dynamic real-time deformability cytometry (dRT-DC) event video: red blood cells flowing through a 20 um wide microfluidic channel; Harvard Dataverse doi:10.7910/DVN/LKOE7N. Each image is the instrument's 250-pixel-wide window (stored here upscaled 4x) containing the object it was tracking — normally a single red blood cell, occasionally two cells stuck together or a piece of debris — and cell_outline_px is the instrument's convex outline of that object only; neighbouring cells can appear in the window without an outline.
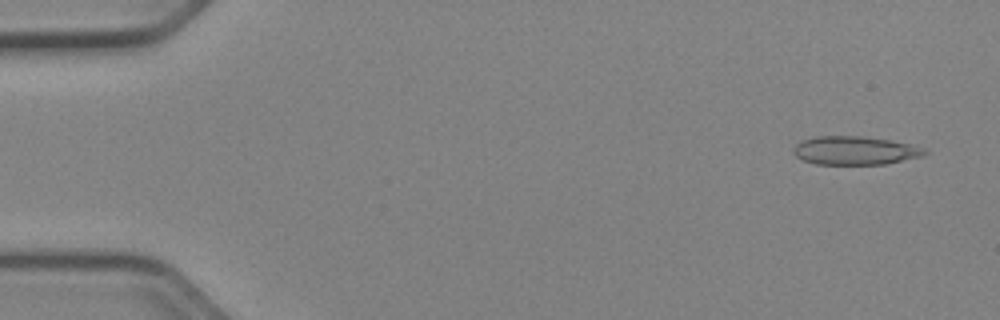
{"species": "Egyptian fruit bat (a non-hibernating species)", "species_latin": "Rousettus aegyptiacus", "temperature_condition": "cold", "stored_images_in_passage": 51, "camera_frame_rate_fps": 3000, "um_per_image_px": 0.085, "animal": {"sex": "female"}, "frame": {"image": 1, "passage_image": 3, "time_ms": 0.667, "image_size_px": [1000, 320], "cell_outline_px": [[928, 152], [924, 156], [884, 164], [816, 164], [804, 160], [796, 156], [792, 152], [792, 148], [796, 144], [804, 140], [816, 136], [864, 136], [892, 140], [924, 148]], "centroid_in_image_um": [72.67, 12.79], "position_along_channel_um": 12.3, "area_um2": 21.79}}
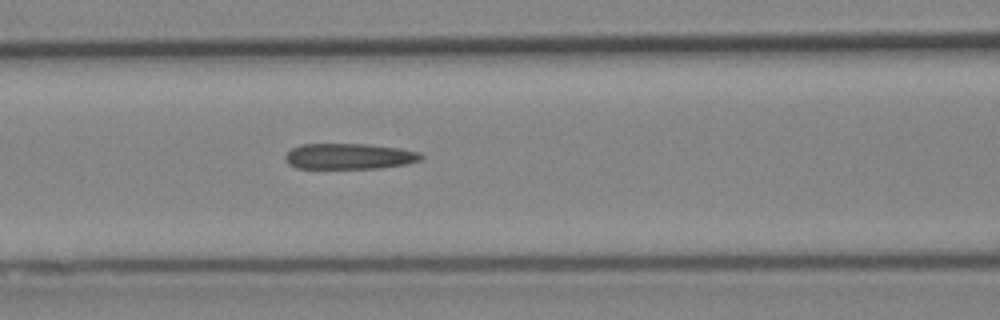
{"frame": {"image": 2, "passage_image": 22, "time_ms": 7.0, "image_size_px": [1000, 320], "cell_outline_px": [[424, 156], [420, 160], [404, 164], [380, 168], [296, 168], [288, 164], [284, 156], [292, 148], [300, 144], [368, 144], [400, 148], [420, 152]], "centroid_in_image_um": [29.67, 13.28], "position_along_channel_um": 136.9, "area_um2": 20.4}}
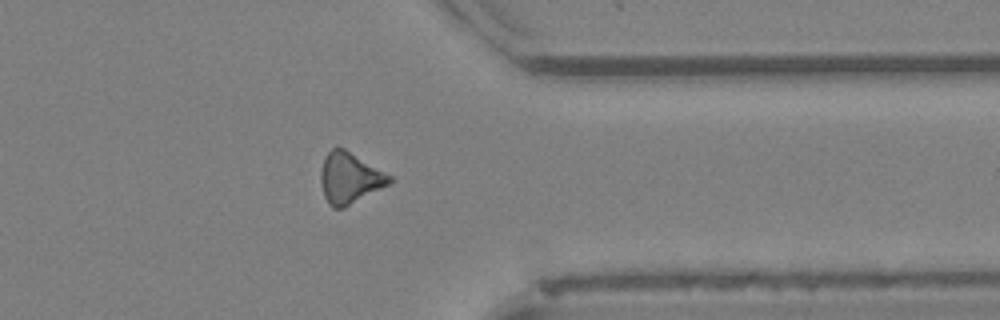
{"frame": {"image": 3, "passage_image": 41, "time_ms": 13.333, "image_size_px": [1000, 320], "cell_outline_px": [[392, 180], [388, 184], [344, 208], [332, 208], [328, 204], [324, 196], [320, 180], [320, 172], [324, 156], [336, 144], [344, 148], [392, 176]], "centroid_in_image_um": [29.67, 15.11], "position_along_channel_um": 381.7, "area_um2": 20.4}, "authors_computed_cell_mechanics": {"area_um2": 20.8658, "velocity_mm_per_s": 3.9732, "shape_relaxation_time_tau1_ms": null, "shape_relaxation_time_tau2_ms": 10.1127, "deformation_change_tau1": null, "deformation_change_tau2": 0.2736}}